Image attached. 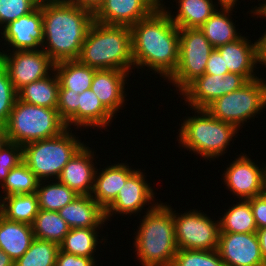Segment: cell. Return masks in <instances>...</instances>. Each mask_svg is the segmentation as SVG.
<instances>
[{
	"mask_svg": "<svg viewBox=\"0 0 266 266\" xmlns=\"http://www.w3.org/2000/svg\"><path fill=\"white\" fill-rule=\"evenodd\" d=\"M130 29L134 71L141 69L143 73L147 67L148 73L159 74L166 82L176 71L179 60V28L169 13L160 5Z\"/></svg>",
	"mask_w": 266,
	"mask_h": 266,
	"instance_id": "cell-1",
	"label": "cell"
},
{
	"mask_svg": "<svg viewBox=\"0 0 266 266\" xmlns=\"http://www.w3.org/2000/svg\"><path fill=\"white\" fill-rule=\"evenodd\" d=\"M42 49L55 62L77 60L94 13L64 0H42Z\"/></svg>",
	"mask_w": 266,
	"mask_h": 266,
	"instance_id": "cell-2",
	"label": "cell"
},
{
	"mask_svg": "<svg viewBox=\"0 0 266 266\" xmlns=\"http://www.w3.org/2000/svg\"><path fill=\"white\" fill-rule=\"evenodd\" d=\"M144 214L133 234L137 262L142 266H172L178 251L173 210L159 200Z\"/></svg>",
	"mask_w": 266,
	"mask_h": 266,
	"instance_id": "cell-3",
	"label": "cell"
},
{
	"mask_svg": "<svg viewBox=\"0 0 266 266\" xmlns=\"http://www.w3.org/2000/svg\"><path fill=\"white\" fill-rule=\"evenodd\" d=\"M96 70L116 69L133 73L131 29L94 21L77 59Z\"/></svg>",
	"mask_w": 266,
	"mask_h": 266,
	"instance_id": "cell-4",
	"label": "cell"
},
{
	"mask_svg": "<svg viewBox=\"0 0 266 266\" xmlns=\"http://www.w3.org/2000/svg\"><path fill=\"white\" fill-rule=\"evenodd\" d=\"M190 110L194 115L183 118L181 127L176 132L179 133L176 141L182 149L198 154L203 160L216 161V158L226 154L228 146L238 137L240 130L216 119L206 109Z\"/></svg>",
	"mask_w": 266,
	"mask_h": 266,
	"instance_id": "cell-5",
	"label": "cell"
},
{
	"mask_svg": "<svg viewBox=\"0 0 266 266\" xmlns=\"http://www.w3.org/2000/svg\"><path fill=\"white\" fill-rule=\"evenodd\" d=\"M73 129L23 146V161L39 181L57 180L68 161L85 145Z\"/></svg>",
	"mask_w": 266,
	"mask_h": 266,
	"instance_id": "cell-6",
	"label": "cell"
},
{
	"mask_svg": "<svg viewBox=\"0 0 266 266\" xmlns=\"http://www.w3.org/2000/svg\"><path fill=\"white\" fill-rule=\"evenodd\" d=\"M5 126L8 141L21 146L57 136L67 128L57 109L36 106L18 98Z\"/></svg>",
	"mask_w": 266,
	"mask_h": 266,
	"instance_id": "cell-7",
	"label": "cell"
},
{
	"mask_svg": "<svg viewBox=\"0 0 266 266\" xmlns=\"http://www.w3.org/2000/svg\"><path fill=\"white\" fill-rule=\"evenodd\" d=\"M205 109L216 119L240 130L250 122L248 120L258 118L266 109V80L260 76L249 81L242 88L214 100Z\"/></svg>",
	"mask_w": 266,
	"mask_h": 266,
	"instance_id": "cell-8",
	"label": "cell"
},
{
	"mask_svg": "<svg viewBox=\"0 0 266 266\" xmlns=\"http://www.w3.org/2000/svg\"><path fill=\"white\" fill-rule=\"evenodd\" d=\"M214 47L199 28L179 29V60L176 71L166 81L180 95L193 81L202 76Z\"/></svg>",
	"mask_w": 266,
	"mask_h": 266,
	"instance_id": "cell-9",
	"label": "cell"
},
{
	"mask_svg": "<svg viewBox=\"0 0 266 266\" xmlns=\"http://www.w3.org/2000/svg\"><path fill=\"white\" fill-rule=\"evenodd\" d=\"M173 211L175 239L178 249L217 250L219 245L220 225L198 209L178 213L170 203L165 202ZM203 211V212H202ZM177 212V213H176Z\"/></svg>",
	"mask_w": 266,
	"mask_h": 266,
	"instance_id": "cell-10",
	"label": "cell"
},
{
	"mask_svg": "<svg viewBox=\"0 0 266 266\" xmlns=\"http://www.w3.org/2000/svg\"><path fill=\"white\" fill-rule=\"evenodd\" d=\"M242 154V155H241ZM230 164L226 165L223 181L227 191L236 196L234 199L248 200L266 192V164L258 166L247 154L236 155ZM229 166V167H228ZM262 166V167H260Z\"/></svg>",
	"mask_w": 266,
	"mask_h": 266,
	"instance_id": "cell-11",
	"label": "cell"
},
{
	"mask_svg": "<svg viewBox=\"0 0 266 266\" xmlns=\"http://www.w3.org/2000/svg\"><path fill=\"white\" fill-rule=\"evenodd\" d=\"M1 54L4 68L17 92L25 85L50 75L55 68V62L43 49L2 51Z\"/></svg>",
	"mask_w": 266,
	"mask_h": 266,
	"instance_id": "cell-12",
	"label": "cell"
},
{
	"mask_svg": "<svg viewBox=\"0 0 266 266\" xmlns=\"http://www.w3.org/2000/svg\"><path fill=\"white\" fill-rule=\"evenodd\" d=\"M146 173L137 169L125 182L114 202L105 210V218L108 221L115 215L137 216L141 215L142 209L146 213L153 209L159 202L155 198V191L148 183ZM155 200H157L155 202ZM150 204V205H149ZM148 206V208H144ZM146 209V211H145Z\"/></svg>",
	"mask_w": 266,
	"mask_h": 266,
	"instance_id": "cell-13",
	"label": "cell"
},
{
	"mask_svg": "<svg viewBox=\"0 0 266 266\" xmlns=\"http://www.w3.org/2000/svg\"><path fill=\"white\" fill-rule=\"evenodd\" d=\"M249 81L237 73L212 75L204 73L181 94L188 108L205 109L214 100L242 88Z\"/></svg>",
	"mask_w": 266,
	"mask_h": 266,
	"instance_id": "cell-14",
	"label": "cell"
},
{
	"mask_svg": "<svg viewBox=\"0 0 266 266\" xmlns=\"http://www.w3.org/2000/svg\"><path fill=\"white\" fill-rule=\"evenodd\" d=\"M0 34L5 41L2 45H8L5 50L0 49V51L42 49L44 40L42 0L32 12L4 26Z\"/></svg>",
	"mask_w": 266,
	"mask_h": 266,
	"instance_id": "cell-15",
	"label": "cell"
},
{
	"mask_svg": "<svg viewBox=\"0 0 266 266\" xmlns=\"http://www.w3.org/2000/svg\"><path fill=\"white\" fill-rule=\"evenodd\" d=\"M217 250L225 266H266L256 233L220 232Z\"/></svg>",
	"mask_w": 266,
	"mask_h": 266,
	"instance_id": "cell-16",
	"label": "cell"
},
{
	"mask_svg": "<svg viewBox=\"0 0 266 266\" xmlns=\"http://www.w3.org/2000/svg\"><path fill=\"white\" fill-rule=\"evenodd\" d=\"M160 5L158 0H104L94 12V21L131 27L151 15Z\"/></svg>",
	"mask_w": 266,
	"mask_h": 266,
	"instance_id": "cell-17",
	"label": "cell"
},
{
	"mask_svg": "<svg viewBox=\"0 0 266 266\" xmlns=\"http://www.w3.org/2000/svg\"><path fill=\"white\" fill-rule=\"evenodd\" d=\"M129 72L116 69L95 70L90 89L96 94L103 106L116 118L119 110H124L127 100L126 86ZM128 80V81H127ZM127 81V82H126ZM126 98V99H125Z\"/></svg>",
	"mask_w": 266,
	"mask_h": 266,
	"instance_id": "cell-18",
	"label": "cell"
},
{
	"mask_svg": "<svg viewBox=\"0 0 266 266\" xmlns=\"http://www.w3.org/2000/svg\"><path fill=\"white\" fill-rule=\"evenodd\" d=\"M86 144L68 161L58 181L67 185L78 195H91L97 164L96 152ZM95 153V154H94ZM95 160V162H94ZM96 163V164H95Z\"/></svg>",
	"mask_w": 266,
	"mask_h": 266,
	"instance_id": "cell-19",
	"label": "cell"
},
{
	"mask_svg": "<svg viewBox=\"0 0 266 266\" xmlns=\"http://www.w3.org/2000/svg\"><path fill=\"white\" fill-rule=\"evenodd\" d=\"M246 37L242 35L237 40L216 49L223 56L228 72L240 74L248 81H252L260 77L256 74L257 66H260L258 65V41L256 38V41L251 42Z\"/></svg>",
	"mask_w": 266,
	"mask_h": 266,
	"instance_id": "cell-20",
	"label": "cell"
},
{
	"mask_svg": "<svg viewBox=\"0 0 266 266\" xmlns=\"http://www.w3.org/2000/svg\"><path fill=\"white\" fill-rule=\"evenodd\" d=\"M114 164V165H113ZM99 171L96 169L91 197L106 210L116 199L126 180L137 170L129 164L113 163Z\"/></svg>",
	"mask_w": 266,
	"mask_h": 266,
	"instance_id": "cell-21",
	"label": "cell"
},
{
	"mask_svg": "<svg viewBox=\"0 0 266 266\" xmlns=\"http://www.w3.org/2000/svg\"><path fill=\"white\" fill-rule=\"evenodd\" d=\"M70 229L101 228L107 225L105 210L91 197L79 195L58 211Z\"/></svg>",
	"mask_w": 266,
	"mask_h": 266,
	"instance_id": "cell-22",
	"label": "cell"
},
{
	"mask_svg": "<svg viewBox=\"0 0 266 266\" xmlns=\"http://www.w3.org/2000/svg\"><path fill=\"white\" fill-rule=\"evenodd\" d=\"M33 240L30 224L11 221L0 214V249L14 262L28 250Z\"/></svg>",
	"mask_w": 266,
	"mask_h": 266,
	"instance_id": "cell-23",
	"label": "cell"
},
{
	"mask_svg": "<svg viewBox=\"0 0 266 266\" xmlns=\"http://www.w3.org/2000/svg\"><path fill=\"white\" fill-rule=\"evenodd\" d=\"M178 3L176 12L172 13L164 3L161 6L169 13L172 22L179 28H200L204 22L218 9L213 0H173Z\"/></svg>",
	"mask_w": 266,
	"mask_h": 266,
	"instance_id": "cell-24",
	"label": "cell"
},
{
	"mask_svg": "<svg viewBox=\"0 0 266 266\" xmlns=\"http://www.w3.org/2000/svg\"><path fill=\"white\" fill-rule=\"evenodd\" d=\"M233 9L220 7L199 28L214 48L233 42L242 36L232 20Z\"/></svg>",
	"mask_w": 266,
	"mask_h": 266,
	"instance_id": "cell-25",
	"label": "cell"
},
{
	"mask_svg": "<svg viewBox=\"0 0 266 266\" xmlns=\"http://www.w3.org/2000/svg\"><path fill=\"white\" fill-rule=\"evenodd\" d=\"M78 130L94 128L107 129L113 122V115L103 106L96 94L91 90L78 94Z\"/></svg>",
	"mask_w": 266,
	"mask_h": 266,
	"instance_id": "cell-26",
	"label": "cell"
},
{
	"mask_svg": "<svg viewBox=\"0 0 266 266\" xmlns=\"http://www.w3.org/2000/svg\"><path fill=\"white\" fill-rule=\"evenodd\" d=\"M59 80L53 71L50 75L31 82L18 92V99L36 106L57 109L59 96Z\"/></svg>",
	"mask_w": 266,
	"mask_h": 266,
	"instance_id": "cell-27",
	"label": "cell"
},
{
	"mask_svg": "<svg viewBox=\"0 0 266 266\" xmlns=\"http://www.w3.org/2000/svg\"><path fill=\"white\" fill-rule=\"evenodd\" d=\"M95 70L78 60L60 61L55 63L54 68L60 88L73 90L79 94L90 89Z\"/></svg>",
	"mask_w": 266,
	"mask_h": 266,
	"instance_id": "cell-28",
	"label": "cell"
},
{
	"mask_svg": "<svg viewBox=\"0 0 266 266\" xmlns=\"http://www.w3.org/2000/svg\"><path fill=\"white\" fill-rule=\"evenodd\" d=\"M99 230L100 228L70 229L62 243L59 245V249L76 256L95 258L96 256L94 253L99 250L98 248L100 247L98 244L101 243L102 245H105V242L108 240L105 239L106 237L98 235L100 234Z\"/></svg>",
	"mask_w": 266,
	"mask_h": 266,
	"instance_id": "cell-29",
	"label": "cell"
},
{
	"mask_svg": "<svg viewBox=\"0 0 266 266\" xmlns=\"http://www.w3.org/2000/svg\"><path fill=\"white\" fill-rule=\"evenodd\" d=\"M37 194H13L0 199V214L8 220L32 224L39 212Z\"/></svg>",
	"mask_w": 266,
	"mask_h": 266,
	"instance_id": "cell-30",
	"label": "cell"
},
{
	"mask_svg": "<svg viewBox=\"0 0 266 266\" xmlns=\"http://www.w3.org/2000/svg\"><path fill=\"white\" fill-rule=\"evenodd\" d=\"M239 201V202H237ZM233 205V206H232ZM219 218L220 232L256 233L254 216L248 200H237Z\"/></svg>",
	"mask_w": 266,
	"mask_h": 266,
	"instance_id": "cell-31",
	"label": "cell"
},
{
	"mask_svg": "<svg viewBox=\"0 0 266 266\" xmlns=\"http://www.w3.org/2000/svg\"><path fill=\"white\" fill-rule=\"evenodd\" d=\"M36 194L39 208L46 211H59L79 196L58 180L39 181Z\"/></svg>",
	"mask_w": 266,
	"mask_h": 266,
	"instance_id": "cell-32",
	"label": "cell"
},
{
	"mask_svg": "<svg viewBox=\"0 0 266 266\" xmlns=\"http://www.w3.org/2000/svg\"><path fill=\"white\" fill-rule=\"evenodd\" d=\"M34 238L47 240L60 245L70 227L58 211L40 209L31 224Z\"/></svg>",
	"mask_w": 266,
	"mask_h": 266,
	"instance_id": "cell-33",
	"label": "cell"
},
{
	"mask_svg": "<svg viewBox=\"0 0 266 266\" xmlns=\"http://www.w3.org/2000/svg\"><path fill=\"white\" fill-rule=\"evenodd\" d=\"M39 180L35 174L22 161L16 167L9 170L4 180L0 192V199L13 194H33L36 193ZM3 192V193H2ZM4 194V195H2Z\"/></svg>",
	"mask_w": 266,
	"mask_h": 266,
	"instance_id": "cell-34",
	"label": "cell"
},
{
	"mask_svg": "<svg viewBox=\"0 0 266 266\" xmlns=\"http://www.w3.org/2000/svg\"><path fill=\"white\" fill-rule=\"evenodd\" d=\"M59 245L34 238L28 250L14 262V266H55Z\"/></svg>",
	"mask_w": 266,
	"mask_h": 266,
	"instance_id": "cell-35",
	"label": "cell"
},
{
	"mask_svg": "<svg viewBox=\"0 0 266 266\" xmlns=\"http://www.w3.org/2000/svg\"><path fill=\"white\" fill-rule=\"evenodd\" d=\"M172 266H225L218 250L178 249Z\"/></svg>",
	"mask_w": 266,
	"mask_h": 266,
	"instance_id": "cell-36",
	"label": "cell"
},
{
	"mask_svg": "<svg viewBox=\"0 0 266 266\" xmlns=\"http://www.w3.org/2000/svg\"><path fill=\"white\" fill-rule=\"evenodd\" d=\"M41 0H0V30L8 23L32 12Z\"/></svg>",
	"mask_w": 266,
	"mask_h": 266,
	"instance_id": "cell-37",
	"label": "cell"
},
{
	"mask_svg": "<svg viewBox=\"0 0 266 266\" xmlns=\"http://www.w3.org/2000/svg\"><path fill=\"white\" fill-rule=\"evenodd\" d=\"M78 94L73 90L59 88L57 111L66 127L78 129Z\"/></svg>",
	"mask_w": 266,
	"mask_h": 266,
	"instance_id": "cell-38",
	"label": "cell"
},
{
	"mask_svg": "<svg viewBox=\"0 0 266 266\" xmlns=\"http://www.w3.org/2000/svg\"><path fill=\"white\" fill-rule=\"evenodd\" d=\"M17 98V91L4 68L0 72V124L7 123Z\"/></svg>",
	"mask_w": 266,
	"mask_h": 266,
	"instance_id": "cell-39",
	"label": "cell"
},
{
	"mask_svg": "<svg viewBox=\"0 0 266 266\" xmlns=\"http://www.w3.org/2000/svg\"><path fill=\"white\" fill-rule=\"evenodd\" d=\"M23 161V146L8 141L0 149V185L2 186L9 170Z\"/></svg>",
	"mask_w": 266,
	"mask_h": 266,
	"instance_id": "cell-40",
	"label": "cell"
},
{
	"mask_svg": "<svg viewBox=\"0 0 266 266\" xmlns=\"http://www.w3.org/2000/svg\"><path fill=\"white\" fill-rule=\"evenodd\" d=\"M96 258L76 256L59 249L55 266H97Z\"/></svg>",
	"mask_w": 266,
	"mask_h": 266,
	"instance_id": "cell-41",
	"label": "cell"
},
{
	"mask_svg": "<svg viewBox=\"0 0 266 266\" xmlns=\"http://www.w3.org/2000/svg\"><path fill=\"white\" fill-rule=\"evenodd\" d=\"M258 229L266 228V192L248 199Z\"/></svg>",
	"mask_w": 266,
	"mask_h": 266,
	"instance_id": "cell-42",
	"label": "cell"
},
{
	"mask_svg": "<svg viewBox=\"0 0 266 266\" xmlns=\"http://www.w3.org/2000/svg\"><path fill=\"white\" fill-rule=\"evenodd\" d=\"M205 73L212 75L229 73L228 68H225V62L223 56L216 48H214V50L211 52L208 58Z\"/></svg>",
	"mask_w": 266,
	"mask_h": 266,
	"instance_id": "cell-43",
	"label": "cell"
},
{
	"mask_svg": "<svg viewBox=\"0 0 266 266\" xmlns=\"http://www.w3.org/2000/svg\"><path fill=\"white\" fill-rule=\"evenodd\" d=\"M64 1L72 3L79 7L87 8L91 10L93 13L104 2V0H64Z\"/></svg>",
	"mask_w": 266,
	"mask_h": 266,
	"instance_id": "cell-44",
	"label": "cell"
},
{
	"mask_svg": "<svg viewBox=\"0 0 266 266\" xmlns=\"http://www.w3.org/2000/svg\"><path fill=\"white\" fill-rule=\"evenodd\" d=\"M261 36V37H260ZM257 39L258 41V64L266 68V29L262 35Z\"/></svg>",
	"mask_w": 266,
	"mask_h": 266,
	"instance_id": "cell-45",
	"label": "cell"
},
{
	"mask_svg": "<svg viewBox=\"0 0 266 266\" xmlns=\"http://www.w3.org/2000/svg\"><path fill=\"white\" fill-rule=\"evenodd\" d=\"M256 235L260 244L261 255L266 262V228L258 229Z\"/></svg>",
	"mask_w": 266,
	"mask_h": 266,
	"instance_id": "cell-46",
	"label": "cell"
},
{
	"mask_svg": "<svg viewBox=\"0 0 266 266\" xmlns=\"http://www.w3.org/2000/svg\"><path fill=\"white\" fill-rule=\"evenodd\" d=\"M0 266H14V261L0 249Z\"/></svg>",
	"mask_w": 266,
	"mask_h": 266,
	"instance_id": "cell-47",
	"label": "cell"
},
{
	"mask_svg": "<svg viewBox=\"0 0 266 266\" xmlns=\"http://www.w3.org/2000/svg\"><path fill=\"white\" fill-rule=\"evenodd\" d=\"M216 1H217L216 4L218 3V6L222 8H235L238 5L237 2H240L239 0H216Z\"/></svg>",
	"mask_w": 266,
	"mask_h": 266,
	"instance_id": "cell-48",
	"label": "cell"
},
{
	"mask_svg": "<svg viewBox=\"0 0 266 266\" xmlns=\"http://www.w3.org/2000/svg\"><path fill=\"white\" fill-rule=\"evenodd\" d=\"M7 142L8 138H7L6 126L4 124H0V149Z\"/></svg>",
	"mask_w": 266,
	"mask_h": 266,
	"instance_id": "cell-49",
	"label": "cell"
},
{
	"mask_svg": "<svg viewBox=\"0 0 266 266\" xmlns=\"http://www.w3.org/2000/svg\"><path fill=\"white\" fill-rule=\"evenodd\" d=\"M260 1V3H258V5H259V7H257V5L256 6H251V10L250 11H248L247 13H251V14H253L252 16H251V18H253L254 17V19H255V17H256V15H257V13L266 5V0H262V3H261V0H258V2Z\"/></svg>",
	"mask_w": 266,
	"mask_h": 266,
	"instance_id": "cell-50",
	"label": "cell"
},
{
	"mask_svg": "<svg viewBox=\"0 0 266 266\" xmlns=\"http://www.w3.org/2000/svg\"><path fill=\"white\" fill-rule=\"evenodd\" d=\"M262 18V19H266V5L257 13V19Z\"/></svg>",
	"mask_w": 266,
	"mask_h": 266,
	"instance_id": "cell-51",
	"label": "cell"
},
{
	"mask_svg": "<svg viewBox=\"0 0 266 266\" xmlns=\"http://www.w3.org/2000/svg\"><path fill=\"white\" fill-rule=\"evenodd\" d=\"M4 69V61H3V56L0 51V72Z\"/></svg>",
	"mask_w": 266,
	"mask_h": 266,
	"instance_id": "cell-52",
	"label": "cell"
}]
</instances>
